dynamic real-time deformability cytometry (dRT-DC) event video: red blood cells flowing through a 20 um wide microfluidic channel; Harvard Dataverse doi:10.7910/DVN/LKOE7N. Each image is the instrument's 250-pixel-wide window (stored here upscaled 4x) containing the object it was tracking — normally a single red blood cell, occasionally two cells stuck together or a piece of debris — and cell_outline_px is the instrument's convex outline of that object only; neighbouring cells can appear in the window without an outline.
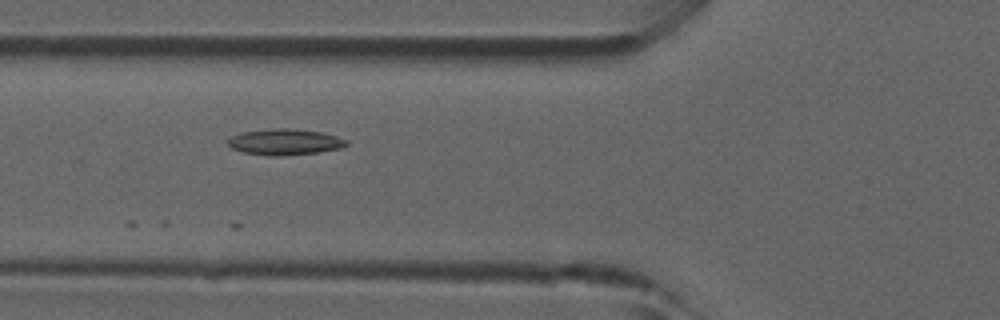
{"species": "common noctule bat (a hibernating species)", "species_latin": "Nyctalus noctula", "temperature_condition": "room temperature", "stored_images_in_passage": 4, "camera_frame_rate_fps": 3000, "um_per_image_px": 0.085, "animal": {"sex": "male", "forearm_length_mm": 52.5}, "frame": {"image": 1, "passage_image": 2, "time_ms": 0.333, "image_size_px": [1000, 320], "cell_outline_px": [[348, 144], [344, 148], [320, 152], [276, 156], [272, 156], [244, 152], [232, 148], [228, 144], [228, 140], [232, 136], [244, 132], [276, 128], [292, 128], [320, 132], [336, 136], [348, 140]], "centroid_in_image_um": [24.27, 12.07], "position_along_channel_um": 101.5, "area_um2": 17.86}}
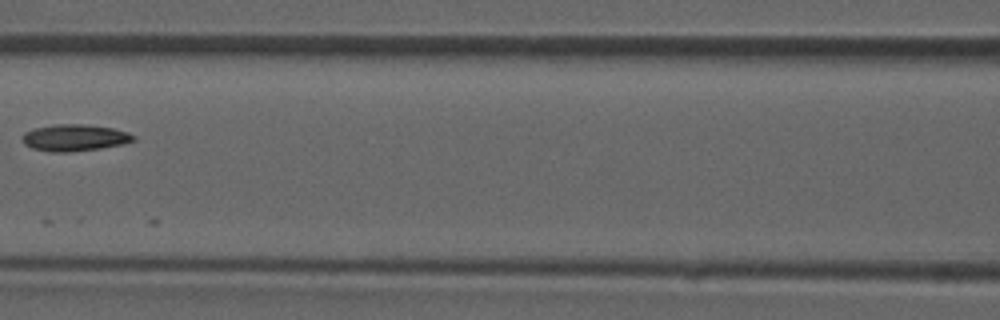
{"frame": {"image": 2, "passage_image": 3, "time_ms": 0.667, "image_size_px": [1000, 320], "cell_outline_px": [[136, 140], [124, 144], [100, 148], [68, 152], [48, 152], [32, 148], [24, 144], [24, 132], [36, 128], [56, 124], [80, 124], [112, 128], [128, 132], [136, 136]], "centroid_in_image_um": [6.37, 11.71], "position_along_channel_um": 160.2, "area_um2": 17.17}}